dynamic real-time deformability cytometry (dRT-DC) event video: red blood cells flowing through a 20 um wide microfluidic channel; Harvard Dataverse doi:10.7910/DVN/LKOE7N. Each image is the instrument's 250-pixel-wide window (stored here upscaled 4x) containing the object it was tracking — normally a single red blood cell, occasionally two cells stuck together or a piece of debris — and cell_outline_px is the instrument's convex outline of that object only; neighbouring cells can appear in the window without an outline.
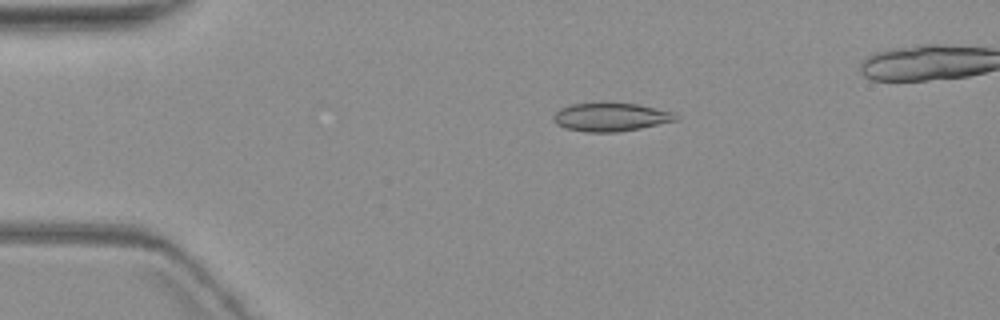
{"species": "common noctule bat (a hibernating species)", "species_latin": "Nyctalus noctula", "temperature_condition": "warm", "stored_images_in_passage": 5, "camera_frame_rate_fps": 3000, "um_per_image_px": 0.085, "animal": {"sex": "female", "body_mass_g": 19.3, "forearm_length_mm": 54.1}, "frame": {"image": 1, "passage_image": 3, "time_ms": 2.667, "image_size_px": [1000, 320], "cell_outline_px": [[680, 120], [640, 128], [616, 132], [584, 132], [564, 128], [556, 124], [552, 120], [552, 116], [560, 108], [572, 104], [592, 100], [636, 104], [672, 112], [680, 116]], "centroid_in_image_um": [51.86, 9.92], "position_along_channel_um": 33.1, "area_um2": 20.98}}